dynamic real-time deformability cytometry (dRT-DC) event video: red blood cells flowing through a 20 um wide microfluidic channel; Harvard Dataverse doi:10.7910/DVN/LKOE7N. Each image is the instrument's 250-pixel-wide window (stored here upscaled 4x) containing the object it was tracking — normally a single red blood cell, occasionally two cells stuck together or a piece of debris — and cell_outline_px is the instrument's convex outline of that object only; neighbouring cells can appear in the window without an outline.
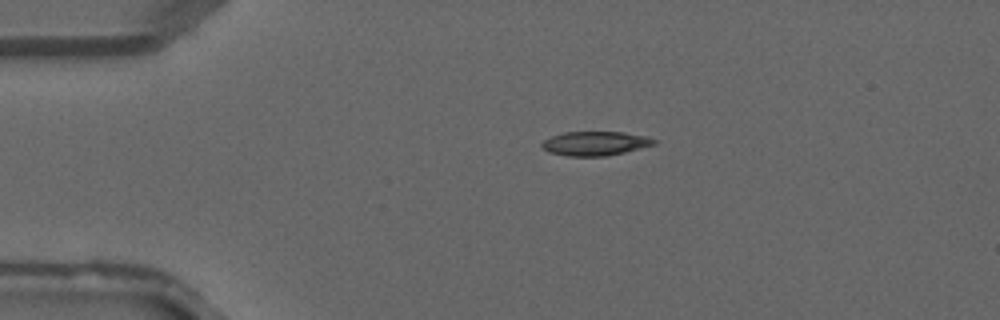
{"species": "common noctule bat (a hibernating species)", "species_latin": "Nyctalus noctula", "temperature_condition": "warm", "stored_images_in_passage": 39, "camera_frame_rate_fps": 3000, "um_per_image_px": 0.085, "animal": {"sex": "male", "forearm_length_mm": 52.5}, "frame": {"image": 1, "passage_image": 8, "time_ms": 2.333, "image_size_px": [1000, 320], "cell_outline_px": [[656, 144], [608, 156], [568, 156], [548, 152], [540, 144], [544, 140], [552, 136], [564, 132], [624, 132], [648, 136], [656, 140]], "centroid_in_image_um": [50.6, 12.19], "position_along_channel_um": 34.4, "area_um2": 15.78}}
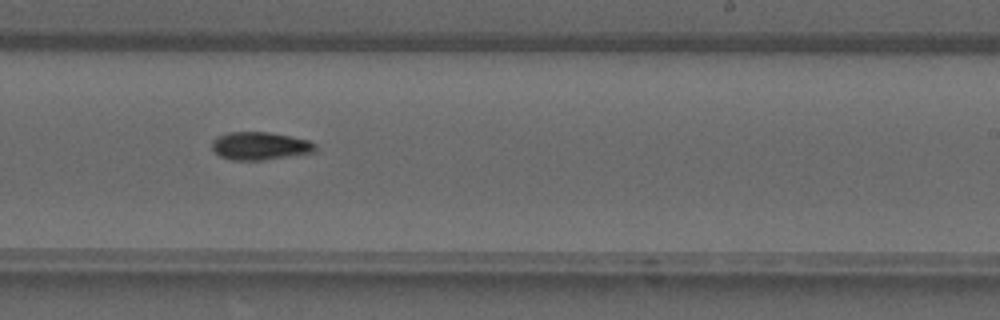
{"frame": {"image": 2, "passage_image": 24, "time_ms": 7.667, "image_size_px": [1000, 320], "cell_outline_px": [[316, 148], [312, 152], [264, 160], [232, 160], [220, 156], [212, 148], [212, 140], [216, 136], [228, 132], [268, 132], [292, 136], [308, 140], [316, 144]], "centroid_in_image_um": [22.07, 12.39], "position_along_channel_um": 266.9, "area_um2": 16.76}}
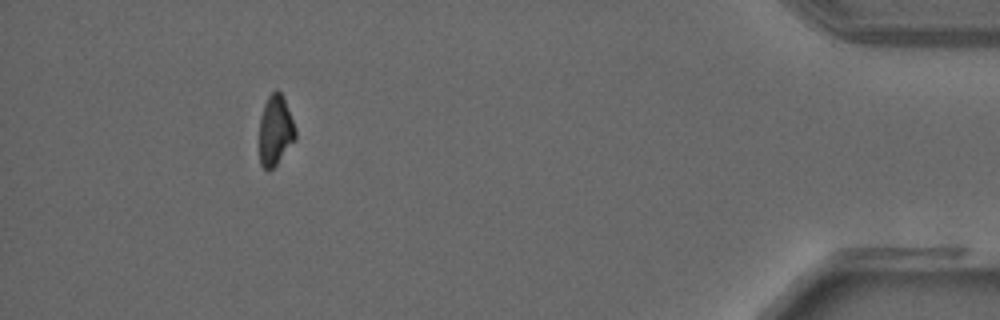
{"frame": {"image": 3, "passage_image": 36, "time_ms": 11.667, "image_size_px": [1000, 320], "cell_outline_px": [[296, 140], [276, 164], [268, 172], [260, 164], [260, 116], [264, 104], [268, 96], [276, 88], [280, 92], [284, 100], [296, 128]], "centroid_in_image_um": [23.41, 11.09], "position_along_channel_um": 411.8, "area_um2": 14.74}}